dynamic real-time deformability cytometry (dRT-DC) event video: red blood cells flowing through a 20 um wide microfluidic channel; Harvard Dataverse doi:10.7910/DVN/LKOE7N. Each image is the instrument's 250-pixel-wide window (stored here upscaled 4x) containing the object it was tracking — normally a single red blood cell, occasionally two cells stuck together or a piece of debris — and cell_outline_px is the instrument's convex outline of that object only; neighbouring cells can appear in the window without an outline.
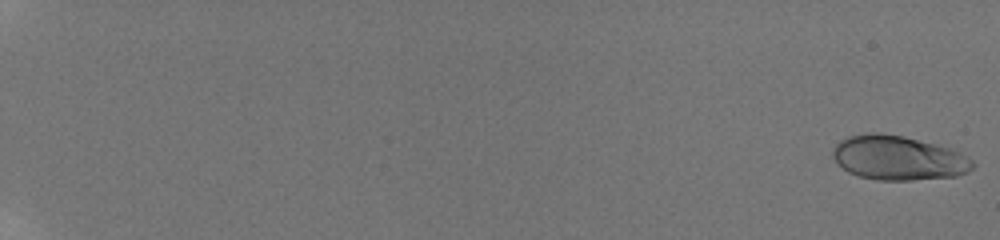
{"species": "human", "species_latin": "Homo sapiens", "temperature_condition": "room temperature", "stored_images_in_passage": 13, "camera_frame_rate_fps": 3000, "um_per_image_px": 0.085, "donor": {"sex": "male"}, "frame": {"image": 1, "passage_image": 1, "time_ms": 0.0, "image_size_px": [1000, 240], "cell_outline_px": [[976, 164], [968, 172], [956, 176], [912, 180], [880, 180], [860, 176], [848, 172], [836, 164], [832, 156], [832, 148], [840, 140], [848, 136], [868, 132], [880, 132], [904, 136], [936, 144], [960, 152], [968, 156]], "centroid_in_image_um": [76.33, 13.41], "position_along_channel_um": 8.7, "area_um2": 36.47}}
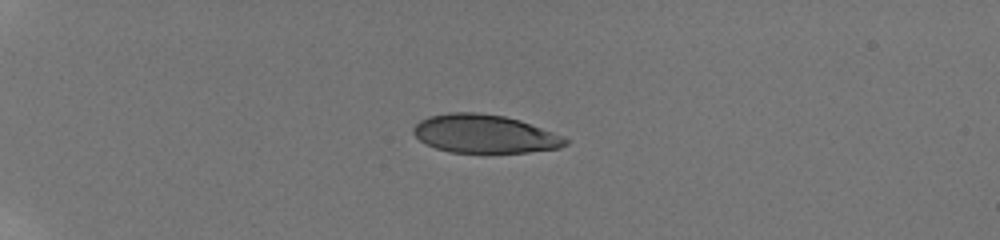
{"frame": {"image": 2, "passage_image": 8, "time_ms": 5.667, "image_size_px": [1000, 240], "cell_outline_px": [[568, 144], [560, 148], [528, 152], [448, 152], [436, 148], [420, 140], [412, 132], [412, 128], [420, 120], [428, 116], [448, 112], [476, 112], [504, 116], [520, 120], [564, 136], [568, 140]], "centroid_in_image_um": [41.19, 11.37], "position_along_channel_um": 43.8, "area_um2": 33.99}}
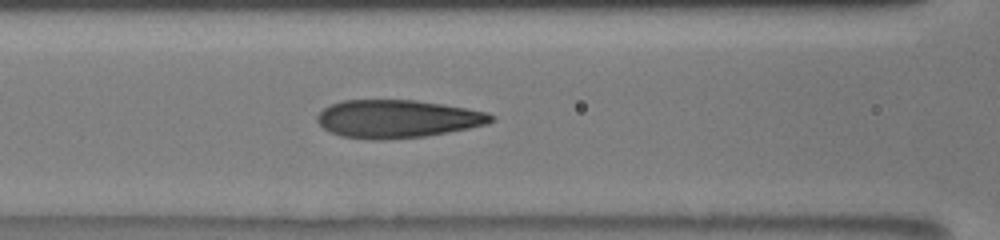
{"frame": {"image": 3, "passage_image": 13, "time_ms": 9.667, "image_size_px": [1000, 240], "cell_outline_px": [[496, 120], [488, 124], [468, 128], [424, 136], [380, 140], [372, 140], [340, 136], [324, 128], [316, 120], [316, 116], [324, 108], [340, 100], [416, 100], [444, 104], [488, 112], [496, 116]], "centroid_in_image_um": [33.8, 10.09], "position_along_channel_um": 132.8, "area_um2": 38.55}}